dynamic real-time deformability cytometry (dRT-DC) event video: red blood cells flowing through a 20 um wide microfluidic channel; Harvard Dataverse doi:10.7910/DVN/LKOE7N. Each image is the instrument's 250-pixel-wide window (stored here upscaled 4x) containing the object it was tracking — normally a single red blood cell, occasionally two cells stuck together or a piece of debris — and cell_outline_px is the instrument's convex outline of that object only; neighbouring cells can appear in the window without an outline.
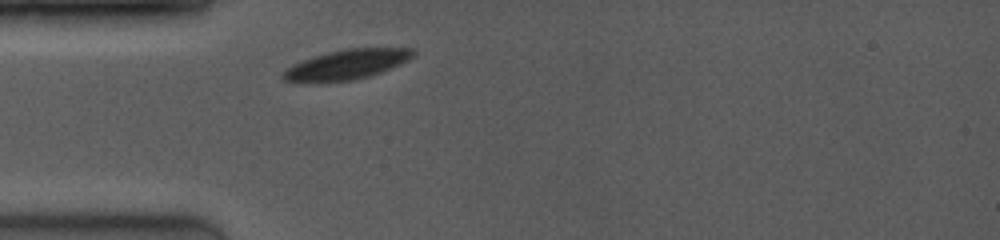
{"species": "common noctule bat (a hibernating species)", "species_latin": "Nyctalus noctula", "temperature_condition": "room temperature", "stored_images_in_passage": 3, "camera_frame_rate_fps": 4000, "um_per_image_px": 0.085, "animal": {"sex": "female", "body_mass_g": 19.0, "forearm_length_mm": 53.3}, "frame": {"image": 1, "passage_image": 1, "time_ms": 0.0, "image_size_px": [1000, 240], "cell_outline_px": [[416, 56], [392, 68], [372, 76], [356, 80], [324, 84], [304, 84], [284, 80], [280, 76], [288, 68], [304, 60], [328, 52], [348, 48], [412, 48], [416, 52]], "centroid_in_image_um": [29.48, 5.54], "position_along_channel_um": 55.5, "area_um2": 23.24}}
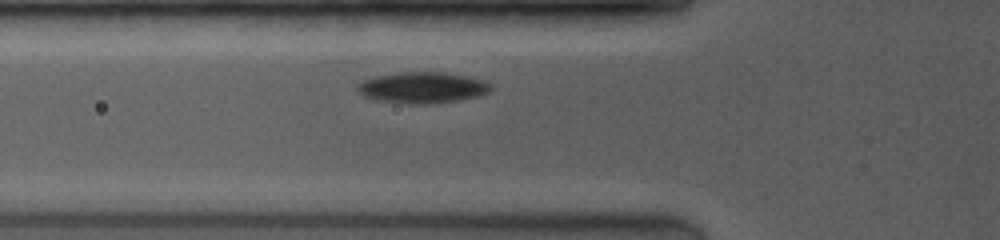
{"frame": {"image": 2, "passage_image": 3, "time_ms": 1.0, "image_size_px": [1000, 240], "cell_outline_px": [[488, 92], [484, 96], [436, 104], [408, 104], [372, 100], [364, 96], [360, 92], [360, 84], [364, 80], [380, 76], [408, 72], [440, 72], [464, 76], [480, 80], [488, 84]], "centroid_in_image_um": [35.93, 7.49], "position_along_channel_um": 89.9, "area_um2": 23.76}}